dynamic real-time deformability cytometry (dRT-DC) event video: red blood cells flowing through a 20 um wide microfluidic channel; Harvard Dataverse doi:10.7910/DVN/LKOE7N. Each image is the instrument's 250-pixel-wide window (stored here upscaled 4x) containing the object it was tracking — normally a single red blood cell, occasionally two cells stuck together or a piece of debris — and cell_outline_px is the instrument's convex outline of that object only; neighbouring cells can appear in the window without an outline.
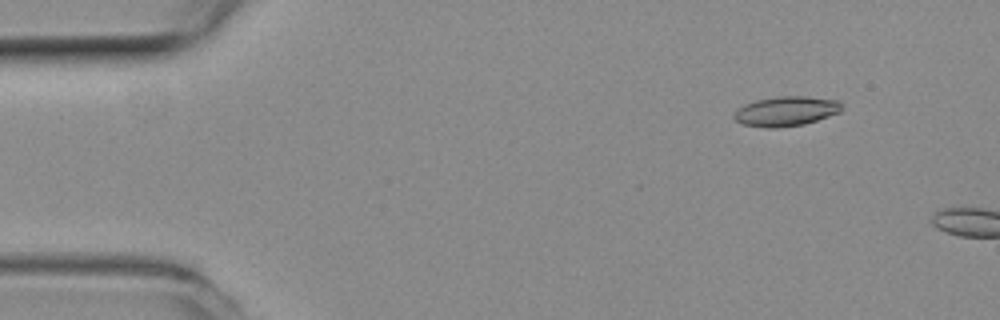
{"species": "common noctule bat (a hibernating species)", "species_latin": "Nyctalus noctula", "temperature_condition": "room temperature", "stored_images_in_passage": 4, "camera_frame_rate_fps": 3000, "um_per_image_px": 0.085, "animal": {"sex": "female", "body_mass_g": 19.3, "forearm_length_mm": 54.1}, "frame": {"image": 1, "passage_image": 1, "time_ms": 0.0, "image_size_px": [1000, 320], "cell_outline_px": [[844, 108], [840, 112], [804, 124], [776, 128], [768, 128], [744, 124], [736, 120], [732, 116], [744, 104], [756, 100], [776, 96], [804, 96], [836, 100]], "centroid_in_image_um": [66.81, 9.45], "position_along_channel_um": 18.2, "area_um2": 18.44}}